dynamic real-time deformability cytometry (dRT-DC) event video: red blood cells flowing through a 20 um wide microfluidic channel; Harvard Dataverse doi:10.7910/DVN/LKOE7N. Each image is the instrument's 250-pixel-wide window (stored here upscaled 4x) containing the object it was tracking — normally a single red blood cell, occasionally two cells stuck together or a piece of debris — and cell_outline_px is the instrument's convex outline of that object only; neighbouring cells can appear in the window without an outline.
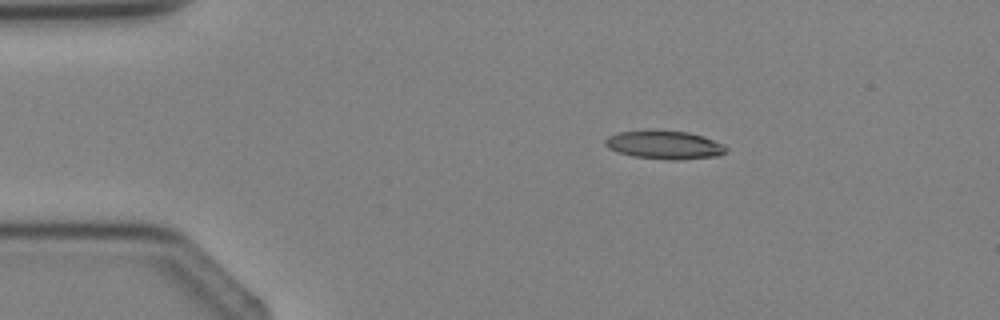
{"species": "Egyptian fruit bat (a non-hibernating species)", "species_latin": "Rousettus aegyptiacus", "temperature_condition": "cold", "stored_images_in_passage": 3, "camera_frame_rate_fps": 3000, "um_per_image_px": 0.085, "animal": {"sex": "female"}, "frame": {"image": 1, "passage_image": 2, "time_ms": 1.0, "image_size_px": [1000, 320], "cell_outline_px": [[728, 152], [716, 156], [676, 160], [672, 160], [632, 156], [616, 152], [608, 148], [604, 144], [604, 140], [608, 136], [620, 132], [688, 132], [704, 136], [724, 144], [728, 148]], "centroid_in_image_um": [56.51, 12.35], "position_along_channel_um": 28.5, "area_um2": 19.59}}